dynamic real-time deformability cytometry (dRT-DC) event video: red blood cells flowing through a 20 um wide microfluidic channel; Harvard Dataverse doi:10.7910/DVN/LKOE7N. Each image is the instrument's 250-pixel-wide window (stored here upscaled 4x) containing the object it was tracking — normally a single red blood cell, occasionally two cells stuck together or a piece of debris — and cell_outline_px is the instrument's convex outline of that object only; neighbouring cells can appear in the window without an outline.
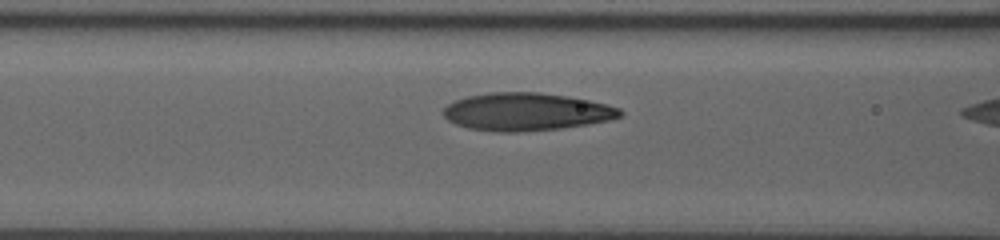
{"species": "human", "species_latin": "Homo sapiens", "temperature_condition": "room temperature", "stored_images_in_passage": 15, "camera_frame_rate_fps": 3000, "um_per_image_px": 0.085, "donor": {"sex": "male"}, "frame": {"image": 1, "passage_image": 13, "time_ms": 4.0, "image_size_px": [1000, 240], "cell_outline_px": [[624, 112], [620, 116], [608, 120], [588, 124], [560, 128], [516, 132], [496, 132], [468, 128], [456, 124], [448, 120], [444, 116], [444, 108], [448, 104], [456, 100], [468, 96], [492, 92], [540, 92], [568, 96], [588, 100], [620, 108]], "centroid_in_image_um": [44.72, 9.5], "position_along_channel_um": 121.9, "area_um2": 38.67}}